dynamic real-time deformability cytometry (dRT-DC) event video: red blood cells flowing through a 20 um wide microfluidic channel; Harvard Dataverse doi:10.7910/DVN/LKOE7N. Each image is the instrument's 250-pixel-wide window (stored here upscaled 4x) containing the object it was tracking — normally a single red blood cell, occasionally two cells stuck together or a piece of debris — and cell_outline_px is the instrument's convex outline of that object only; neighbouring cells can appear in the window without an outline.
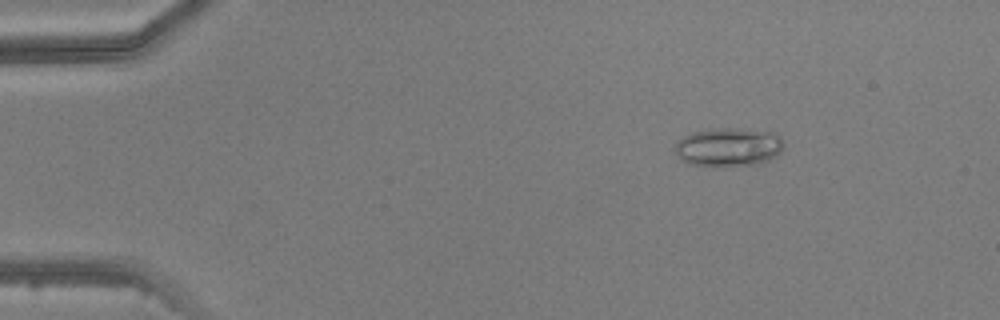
{"species": "common noctule bat (a hibernating species)", "species_latin": "Nyctalus noctula", "temperature_condition": "warm", "stored_images_in_passage": 4, "camera_frame_rate_fps": 3000, "um_per_image_px": 0.085, "animal": {"sex": "male", "body_mass_g": 20.5, "forearm_length_mm": 52.5}, "frame": {"image": 1, "passage_image": 2, "time_ms": 1.333, "image_size_px": [1000, 320], "cell_outline_px": [[784, 148], [776, 156], [768, 160], [756, 164], [720, 168], [712, 168], [688, 164], [676, 152], [676, 144], [684, 136], [692, 132], [712, 128], [736, 128], [776, 132], [780, 136], [784, 144]], "centroid_in_image_um": [61.96, 12.52], "position_along_channel_um": 23.0, "area_um2": 25.03}}